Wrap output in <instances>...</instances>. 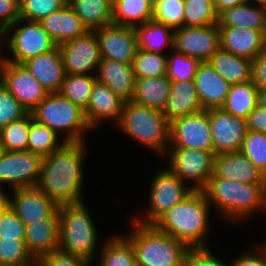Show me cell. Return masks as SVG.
I'll return each mask as SVG.
<instances>
[{
    "instance_id": "1",
    "label": "cell",
    "mask_w": 266,
    "mask_h": 266,
    "mask_svg": "<svg viewBox=\"0 0 266 266\" xmlns=\"http://www.w3.org/2000/svg\"><path fill=\"white\" fill-rule=\"evenodd\" d=\"M85 142H66L59 149L42 158L37 184L57 206L84 202L83 163Z\"/></svg>"
},
{
    "instance_id": "2",
    "label": "cell",
    "mask_w": 266,
    "mask_h": 266,
    "mask_svg": "<svg viewBox=\"0 0 266 266\" xmlns=\"http://www.w3.org/2000/svg\"><path fill=\"white\" fill-rule=\"evenodd\" d=\"M211 206L202 190H193L180 203L161 215L152 225L189 248L208 247L205 240Z\"/></svg>"
},
{
    "instance_id": "3",
    "label": "cell",
    "mask_w": 266,
    "mask_h": 266,
    "mask_svg": "<svg viewBox=\"0 0 266 266\" xmlns=\"http://www.w3.org/2000/svg\"><path fill=\"white\" fill-rule=\"evenodd\" d=\"M202 191L209 205L230 222H243L253 212L266 208V183L225 180L213 174Z\"/></svg>"
},
{
    "instance_id": "4",
    "label": "cell",
    "mask_w": 266,
    "mask_h": 266,
    "mask_svg": "<svg viewBox=\"0 0 266 266\" xmlns=\"http://www.w3.org/2000/svg\"><path fill=\"white\" fill-rule=\"evenodd\" d=\"M134 222L132 233L124 237L134 248L136 266H184L189 250L185 243L153 225Z\"/></svg>"
},
{
    "instance_id": "5",
    "label": "cell",
    "mask_w": 266,
    "mask_h": 266,
    "mask_svg": "<svg viewBox=\"0 0 266 266\" xmlns=\"http://www.w3.org/2000/svg\"><path fill=\"white\" fill-rule=\"evenodd\" d=\"M116 125L125 135L165 156L169 148L170 121L163 111L125 101Z\"/></svg>"
},
{
    "instance_id": "6",
    "label": "cell",
    "mask_w": 266,
    "mask_h": 266,
    "mask_svg": "<svg viewBox=\"0 0 266 266\" xmlns=\"http://www.w3.org/2000/svg\"><path fill=\"white\" fill-rule=\"evenodd\" d=\"M59 249L90 262L97 249L99 235L84 202L58 206Z\"/></svg>"
},
{
    "instance_id": "7",
    "label": "cell",
    "mask_w": 266,
    "mask_h": 266,
    "mask_svg": "<svg viewBox=\"0 0 266 266\" xmlns=\"http://www.w3.org/2000/svg\"><path fill=\"white\" fill-rule=\"evenodd\" d=\"M30 113L36 122L47 125L57 134H65V142H84L85 130H92L84 110L59 92L48 93Z\"/></svg>"
},
{
    "instance_id": "8",
    "label": "cell",
    "mask_w": 266,
    "mask_h": 266,
    "mask_svg": "<svg viewBox=\"0 0 266 266\" xmlns=\"http://www.w3.org/2000/svg\"><path fill=\"white\" fill-rule=\"evenodd\" d=\"M22 23H26V25L20 27L19 25ZM17 25L18 28H15L13 32L14 27H17ZM9 31L13 32L10 39L7 36ZM3 38H6L8 41L6 46L10 49L12 57L3 56L1 59L11 63L23 64L27 60L49 52L57 46L50 35L43 29L40 21L23 18H19L0 34L1 43Z\"/></svg>"
},
{
    "instance_id": "9",
    "label": "cell",
    "mask_w": 266,
    "mask_h": 266,
    "mask_svg": "<svg viewBox=\"0 0 266 266\" xmlns=\"http://www.w3.org/2000/svg\"><path fill=\"white\" fill-rule=\"evenodd\" d=\"M154 175L147 212L143 218L141 217V220H135L144 225H152L161 215L171 210L193 191L190 186L186 185L187 183L183 182L168 168H163Z\"/></svg>"
},
{
    "instance_id": "10",
    "label": "cell",
    "mask_w": 266,
    "mask_h": 266,
    "mask_svg": "<svg viewBox=\"0 0 266 266\" xmlns=\"http://www.w3.org/2000/svg\"><path fill=\"white\" fill-rule=\"evenodd\" d=\"M168 169L183 182L192 181L193 190H202L214 172L215 153L190 148L167 149ZM187 179V180H186Z\"/></svg>"
},
{
    "instance_id": "11",
    "label": "cell",
    "mask_w": 266,
    "mask_h": 266,
    "mask_svg": "<svg viewBox=\"0 0 266 266\" xmlns=\"http://www.w3.org/2000/svg\"><path fill=\"white\" fill-rule=\"evenodd\" d=\"M0 83L22 104L28 113L49 93L24 64L6 62L1 58Z\"/></svg>"
},
{
    "instance_id": "12",
    "label": "cell",
    "mask_w": 266,
    "mask_h": 266,
    "mask_svg": "<svg viewBox=\"0 0 266 266\" xmlns=\"http://www.w3.org/2000/svg\"><path fill=\"white\" fill-rule=\"evenodd\" d=\"M169 148H190L213 152L208 111L170 121Z\"/></svg>"
},
{
    "instance_id": "13",
    "label": "cell",
    "mask_w": 266,
    "mask_h": 266,
    "mask_svg": "<svg viewBox=\"0 0 266 266\" xmlns=\"http://www.w3.org/2000/svg\"><path fill=\"white\" fill-rule=\"evenodd\" d=\"M42 158L29 151H3L0 155V183L12 186V190L37 186Z\"/></svg>"
},
{
    "instance_id": "14",
    "label": "cell",
    "mask_w": 266,
    "mask_h": 266,
    "mask_svg": "<svg viewBox=\"0 0 266 266\" xmlns=\"http://www.w3.org/2000/svg\"><path fill=\"white\" fill-rule=\"evenodd\" d=\"M220 49V34L217 24L202 27L182 26L174 29L173 50L193 57L199 62H208Z\"/></svg>"
},
{
    "instance_id": "15",
    "label": "cell",
    "mask_w": 266,
    "mask_h": 266,
    "mask_svg": "<svg viewBox=\"0 0 266 266\" xmlns=\"http://www.w3.org/2000/svg\"><path fill=\"white\" fill-rule=\"evenodd\" d=\"M58 48L66 74H96L101 55L94 31H88L83 36L62 43Z\"/></svg>"
},
{
    "instance_id": "16",
    "label": "cell",
    "mask_w": 266,
    "mask_h": 266,
    "mask_svg": "<svg viewBox=\"0 0 266 266\" xmlns=\"http://www.w3.org/2000/svg\"><path fill=\"white\" fill-rule=\"evenodd\" d=\"M213 152L215 154L240 151L244 141L246 120L222 110L208 109Z\"/></svg>"
},
{
    "instance_id": "17",
    "label": "cell",
    "mask_w": 266,
    "mask_h": 266,
    "mask_svg": "<svg viewBox=\"0 0 266 266\" xmlns=\"http://www.w3.org/2000/svg\"><path fill=\"white\" fill-rule=\"evenodd\" d=\"M94 32L101 58L132 64L138 50L134 27L111 23Z\"/></svg>"
},
{
    "instance_id": "18",
    "label": "cell",
    "mask_w": 266,
    "mask_h": 266,
    "mask_svg": "<svg viewBox=\"0 0 266 266\" xmlns=\"http://www.w3.org/2000/svg\"><path fill=\"white\" fill-rule=\"evenodd\" d=\"M12 191L13 196H8V205L25 225L46 219L58 209V206L37 186Z\"/></svg>"
},
{
    "instance_id": "19",
    "label": "cell",
    "mask_w": 266,
    "mask_h": 266,
    "mask_svg": "<svg viewBox=\"0 0 266 266\" xmlns=\"http://www.w3.org/2000/svg\"><path fill=\"white\" fill-rule=\"evenodd\" d=\"M220 49L253 60L266 50V32L241 27H218Z\"/></svg>"
},
{
    "instance_id": "20",
    "label": "cell",
    "mask_w": 266,
    "mask_h": 266,
    "mask_svg": "<svg viewBox=\"0 0 266 266\" xmlns=\"http://www.w3.org/2000/svg\"><path fill=\"white\" fill-rule=\"evenodd\" d=\"M124 103L125 100L116 95L107 85L96 81L84 110L87 123L92 129L98 127L105 119L113 120L116 124L120 120Z\"/></svg>"
},
{
    "instance_id": "21",
    "label": "cell",
    "mask_w": 266,
    "mask_h": 266,
    "mask_svg": "<svg viewBox=\"0 0 266 266\" xmlns=\"http://www.w3.org/2000/svg\"><path fill=\"white\" fill-rule=\"evenodd\" d=\"M193 81L204 110L222 107L231 85L209 62L199 63Z\"/></svg>"
},
{
    "instance_id": "22",
    "label": "cell",
    "mask_w": 266,
    "mask_h": 266,
    "mask_svg": "<svg viewBox=\"0 0 266 266\" xmlns=\"http://www.w3.org/2000/svg\"><path fill=\"white\" fill-rule=\"evenodd\" d=\"M59 211L48 218L25 225V243L38 261L43 255L59 249Z\"/></svg>"
},
{
    "instance_id": "23",
    "label": "cell",
    "mask_w": 266,
    "mask_h": 266,
    "mask_svg": "<svg viewBox=\"0 0 266 266\" xmlns=\"http://www.w3.org/2000/svg\"><path fill=\"white\" fill-rule=\"evenodd\" d=\"M213 174L225 180L266 183V177L240 151L216 154Z\"/></svg>"
},
{
    "instance_id": "24",
    "label": "cell",
    "mask_w": 266,
    "mask_h": 266,
    "mask_svg": "<svg viewBox=\"0 0 266 266\" xmlns=\"http://www.w3.org/2000/svg\"><path fill=\"white\" fill-rule=\"evenodd\" d=\"M23 64L49 93L59 92L66 73L58 46Z\"/></svg>"
},
{
    "instance_id": "25",
    "label": "cell",
    "mask_w": 266,
    "mask_h": 266,
    "mask_svg": "<svg viewBox=\"0 0 266 266\" xmlns=\"http://www.w3.org/2000/svg\"><path fill=\"white\" fill-rule=\"evenodd\" d=\"M96 79L98 82L107 85L123 100L130 101L132 99L135 86L132 64L101 58Z\"/></svg>"
},
{
    "instance_id": "26",
    "label": "cell",
    "mask_w": 266,
    "mask_h": 266,
    "mask_svg": "<svg viewBox=\"0 0 266 266\" xmlns=\"http://www.w3.org/2000/svg\"><path fill=\"white\" fill-rule=\"evenodd\" d=\"M40 22L57 46L88 32L68 3L59 11L44 17Z\"/></svg>"
},
{
    "instance_id": "27",
    "label": "cell",
    "mask_w": 266,
    "mask_h": 266,
    "mask_svg": "<svg viewBox=\"0 0 266 266\" xmlns=\"http://www.w3.org/2000/svg\"><path fill=\"white\" fill-rule=\"evenodd\" d=\"M203 109L193 80L171 81L168 101L163 113L169 121L192 115Z\"/></svg>"
},
{
    "instance_id": "28",
    "label": "cell",
    "mask_w": 266,
    "mask_h": 266,
    "mask_svg": "<svg viewBox=\"0 0 266 266\" xmlns=\"http://www.w3.org/2000/svg\"><path fill=\"white\" fill-rule=\"evenodd\" d=\"M217 25L218 27H241L266 32V5L257 0H250L226 9L218 15Z\"/></svg>"
},
{
    "instance_id": "29",
    "label": "cell",
    "mask_w": 266,
    "mask_h": 266,
    "mask_svg": "<svg viewBox=\"0 0 266 266\" xmlns=\"http://www.w3.org/2000/svg\"><path fill=\"white\" fill-rule=\"evenodd\" d=\"M171 80L167 76L135 78L131 101L163 111L168 101Z\"/></svg>"
},
{
    "instance_id": "30",
    "label": "cell",
    "mask_w": 266,
    "mask_h": 266,
    "mask_svg": "<svg viewBox=\"0 0 266 266\" xmlns=\"http://www.w3.org/2000/svg\"><path fill=\"white\" fill-rule=\"evenodd\" d=\"M208 62L230 85L251 81V59L219 49Z\"/></svg>"
},
{
    "instance_id": "31",
    "label": "cell",
    "mask_w": 266,
    "mask_h": 266,
    "mask_svg": "<svg viewBox=\"0 0 266 266\" xmlns=\"http://www.w3.org/2000/svg\"><path fill=\"white\" fill-rule=\"evenodd\" d=\"M68 5L88 31H95L113 23L112 0H68Z\"/></svg>"
},
{
    "instance_id": "32",
    "label": "cell",
    "mask_w": 266,
    "mask_h": 266,
    "mask_svg": "<svg viewBox=\"0 0 266 266\" xmlns=\"http://www.w3.org/2000/svg\"><path fill=\"white\" fill-rule=\"evenodd\" d=\"M138 49L166 54V47L173 50L174 29L153 19L134 27ZM164 49V50H163Z\"/></svg>"
},
{
    "instance_id": "33",
    "label": "cell",
    "mask_w": 266,
    "mask_h": 266,
    "mask_svg": "<svg viewBox=\"0 0 266 266\" xmlns=\"http://www.w3.org/2000/svg\"><path fill=\"white\" fill-rule=\"evenodd\" d=\"M258 92L259 89L252 81L231 85L221 109L246 120L257 106Z\"/></svg>"
},
{
    "instance_id": "34",
    "label": "cell",
    "mask_w": 266,
    "mask_h": 266,
    "mask_svg": "<svg viewBox=\"0 0 266 266\" xmlns=\"http://www.w3.org/2000/svg\"><path fill=\"white\" fill-rule=\"evenodd\" d=\"M152 19V6L146 0H114L113 23L135 27Z\"/></svg>"
},
{
    "instance_id": "35",
    "label": "cell",
    "mask_w": 266,
    "mask_h": 266,
    "mask_svg": "<svg viewBox=\"0 0 266 266\" xmlns=\"http://www.w3.org/2000/svg\"><path fill=\"white\" fill-rule=\"evenodd\" d=\"M100 248L98 266H136L134 248L123 235L113 236Z\"/></svg>"
},
{
    "instance_id": "36",
    "label": "cell",
    "mask_w": 266,
    "mask_h": 266,
    "mask_svg": "<svg viewBox=\"0 0 266 266\" xmlns=\"http://www.w3.org/2000/svg\"><path fill=\"white\" fill-rule=\"evenodd\" d=\"M96 81V74H66L59 93L85 110Z\"/></svg>"
},
{
    "instance_id": "37",
    "label": "cell",
    "mask_w": 266,
    "mask_h": 266,
    "mask_svg": "<svg viewBox=\"0 0 266 266\" xmlns=\"http://www.w3.org/2000/svg\"><path fill=\"white\" fill-rule=\"evenodd\" d=\"M55 131L47 125L36 122L31 115V123L28 134L27 151L41 155H49L54 150L59 149L66 142L60 139Z\"/></svg>"
},
{
    "instance_id": "38",
    "label": "cell",
    "mask_w": 266,
    "mask_h": 266,
    "mask_svg": "<svg viewBox=\"0 0 266 266\" xmlns=\"http://www.w3.org/2000/svg\"><path fill=\"white\" fill-rule=\"evenodd\" d=\"M168 56L138 49L132 62L135 78L161 77L167 74Z\"/></svg>"
},
{
    "instance_id": "39",
    "label": "cell",
    "mask_w": 266,
    "mask_h": 266,
    "mask_svg": "<svg viewBox=\"0 0 266 266\" xmlns=\"http://www.w3.org/2000/svg\"><path fill=\"white\" fill-rule=\"evenodd\" d=\"M30 123L31 113H28L23 118L12 121L0 129V138L4 151H27Z\"/></svg>"
},
{
    "instance_id": "40",
    "label": "cell",
    "mask_w": 266,
    "mask_h": 266,
    "mask_svg": "<svg viewBox=\"0 0 266 266\" xmlns=\"http://www.w3.org/2000/svg\"><path fill=\"white\" fill-rule=\"evenodd\" d=\"M0 264L4 266H35L37 260L28 251L25 239L0 238Z\"/></svg>"
},
{
    "instance_id": "41",
    "label": "cell",
    "mask_w": 266,
    "mask_h": 266,
    "mask_svg": "<svg viewBox=\"0 0 266 266\" xmlns=\"http://www.w3.org/2000/svg\"><path fill=\"white\" fill-rule=\"evenodd\" d=\"M184 26L202 27L217 24L218 15L213 0H184Z\"/></svg>"
},
{
    "instance_id": "42",
    "label": "cell",
    "mask_w": 266,
    "mask_h": 266,
    "mask_svg": "<svg viewBox=\"0 0 266 266\" xmlns=\"http://www.w3.org/2000/svg\"><path fill=\"white\" fill-rule=\"evenodd\" d=\"M184 0H157L152 7V19L172 29L184 26Z\"/></svg>"
},
{
    "instance_id": "43",
    "label": "cell",
    "mask_w": 266,
    "mask_h": 266,
    "mask_svg": "<svg viewBox=\"0 0 266 266\" xmlns=\"http://www.w3.org/2000/svg\"><path fill=\"white\" fill-rule=\"evenodd\" d=\"M240 152L266 176V133L247 130Z\"/></svg>"
},
{
    "instance_id": "44",
    "label": "cell",
    "mask_w": 266,
    "mask_h": 266,
    "mask_svg": "<svg viewBox=\"0 0 266 266\" xmlns=\"http://www.w3.org/2000/svg\"><path fill=\"white\" fill-rule=\"evenodd\" d=\"M68 0H19L20 18L40 21L62 9Z\"/></svg>"
},
{
    "instance_id": "45",
    "label": "cell",
    "mask_w": 266,
    "mask_h": 266,
    "mask_svg": "<svg viewBox=\"0 0 266 266\" xmlns=\"http://www.w3.org/2000/svg\"><path fill=\"white\" fill-rule=\"evenodd\" d=\"M172 52L174 54L167 57L166 76L171 81L193 80L200 62L193 57L186 56L175 50H172Z\"/></svg>"
},
{
    "instance_id": "46",
    "label": "cell",
    "mask_w": 266,
    "mask_h": 266,
    "mask_svg": "<svg viewBox=\"0 0 266 266\" xmlns=\"http://www.w3.org/2000/svg\"><path fill=\"white\" fill-rule=\"evenodd\" d=\"M27 114L22 104L0 83V129Z\"/></svg>"
},
{
    "instance_id": "47",
    "label": "cell",
    "mask_w": 266,
    "mask_h": 266,
    "mask_svg": "<svg viewBox=\"0 0 266 266\" xmlns=\"http://www.w3.org/2000/svg\"><path fill=\"white\" fill-rule=\"evenodd\" d=\"M0 238L25 239V224L9 205L0 210Z\"/></svg>"
},
{
    "instance_id": "48",
    "label": "cell",
    "mask_w": 266,
    "mask_h": 266,
    "mask_svg": "<svg viewBox=\"0 0 266 266\" xmlns=\"http://www.w3.org/2000/svg\"><path fill=\"white\" fill-rule=\"evenodd\" d=\"M39 266H92L85 258L69 254L60 249L43 255L38 261Z\"/></svg>"
},
{
    "instance_id": "49",
    "label": "cell",
    "mask_w": 266,
    "mask_h": 266,
    "mask_svg": "<svg viewBox=\"0 0 266 266\" xmlns=\"http://www.w3.org/2000/svg\"><path fill=\"white\" fill-rule=\"evenodd\" d=\"M213 254L210 247L189 248L184 266H231Z\"/></svg>"
},
{
    "instance_id": "50",
    "label": "cell",
    "mask_w": 266,
    "mask_h": 266,
    "mask_svg": "<svg viewBox=\"0 0 266 266\" xmlns=\"http://www.w3.org/2000/svg\"><path fill=\"white\" fill-rule=\"evenodd\" d=\"M19 18V0H0V34Z\"/></svg>"
},
{
    "instance_id": "51",
    "label": "cell",
    "mask_w": 266,
    "mask_h": 266,
    "mask_svg": "<svg viewBox=\"0 0 266 266\" xmlns=\"http://www.w3.org/2000/svg\"><path fill=\"white\" fill-rule=\"evenodd\" d=\"M251 81L259 90L266 89V50L252 60Z\"/></svg>"
},
{
    "instance_id": "52",
    "label": "cell",
    "mask_w": 266,
    "mask_h": 266,
    "mask_svg": "<svg viewBox=\"0 0 266 266\" xmlns=\"http://www.w3.org/2000/svg\"><path fill=\"white\" fill-rule=\"evenodd\" d=\"M258 252L250 253L245 252L241 254L238 258H235L234 261L231 263V266H266V251L261 246H255Z\"/></svg>"
},
{
    "instance_id": "53",
    "label": "cell",
    "mask_w": 266,
    "mask_h": 266,
    "mask_svg": "<svg viewBox=\"0 0 266 266\" xmlns=\"http://www.w3.org/2000/svg\"><path fill=\"white\" fill-rule=\"evenodd\" d=\"M247 130L266 133V109L256 106L246 119Z\"/></svg>"
},
{
    "instance_id": "54",
    "label": "cell",
    "mask_w": 266,
    "mask_h": 266,
    "mask_svg": "<svg viewBox=\"0 0 266 266\" xmlns=\"http://www.w3.org/2000/svg\"><path fill=\"white\" fill-rule=\"evenodd\" d=\"M249 1L250 0H213L217 15H219L226 9L247 3Z\"/></svg>"
},
{
    "instance_id": "55",
    "label": "cell",
    "mask_w": 266,
    "mask_h": 266,
    "mask_svg": "<svg viewBox=\"0 0 266 266\" xmlns=\"http://www.w3.org/2000/svg\"><path fill=\"white\" fill-rule=\"evenodd\" d=\"M257 106L260 108L266 109V89L265 90H259L258 92V101Z\"/></svg>"
},
{
    "instance_id": "56",
    "label": "cell",
    "mask_w": 266,
    "mask_h": 266,
    "mask_svg": "<svg viewBox=\"0 0 266 266\" xmlns=\"http://www.w3.org/2000/svg\"><path fill=\"white\" fill-rule=\"evenodd\" d=\"M3 190L0 183V210L8 205V194Z\"/></svg>"
},
{
    "instance_id": "57",
    "label": "cell",
    "mask_w": 266,
    "mask_h": 266,
    "mask_svg": "<svg viewBox=\"0 0 266 266\" xmlns=\"http://www.w3.org/2000/svg\"><path fill=\"white\" fill-rule=\"evenodd\" d=\"M152 7L156 4L157 0H146Z\"/></svg>"
},
{
    "instance_id": "58",
    "label": "cell",
    "mask_w": 266,
    "mask_h": 266,
    "mask_svg": "<svg viewBox=\"0 0 266 266\" xmlns=\"http://www.w3.org/2000/svg\"><path fill=\"white\" fill-rule=\"evenodd\" d=\"M3 147H2V143H1V138H0V155L3 153Z\"/></svg>"
},
{
    "instance_id": "59",
    "label": "cell",
    "mask_w": 266,
    "mask_h": 266,
    "mask_svg": "<svg viewBox=\"0 0 266 266\" xmlns=\"http://www.w3.org/2000/svg\"><path fill=\"white\" fill-rule=\"evenodd\" d=\"M266 5V0H257Z\"/></svg>"
},
{
    "instance_id": "60",
    "label": "cell",
    "mask_w": 266,
    "mask_h": 266,
    "mask_svg": "<svg viewBox=\"0 0 266 266\" xmlns=\"http://www.w3.org/2000/svg\"><path fill=\"white\" fill-rule=\"evenodd\" d=\"M264 245V246H263ZM262 247L264 248V250L266 251V241L265 243H263Z\"/></svg>"
},
{
    "instance_id": "61",
    "label": "cell",
    "mask_w": 266,
    "mask_h": 266,
    "mask_svg": "<svg viewBox=\"0 0 266 266\" xmlns=\"http://www.w3.org/2000/svg\"><path fill=\"white\" fill-rule=\"evenodd\" d=\"M3 44H1L0 43V50H2L3 49V46H2ZM2 48V49H1ZM0 53H1V51H0ZM0 58H1V55H0Z\"/></svg>"
}]
</instances>
